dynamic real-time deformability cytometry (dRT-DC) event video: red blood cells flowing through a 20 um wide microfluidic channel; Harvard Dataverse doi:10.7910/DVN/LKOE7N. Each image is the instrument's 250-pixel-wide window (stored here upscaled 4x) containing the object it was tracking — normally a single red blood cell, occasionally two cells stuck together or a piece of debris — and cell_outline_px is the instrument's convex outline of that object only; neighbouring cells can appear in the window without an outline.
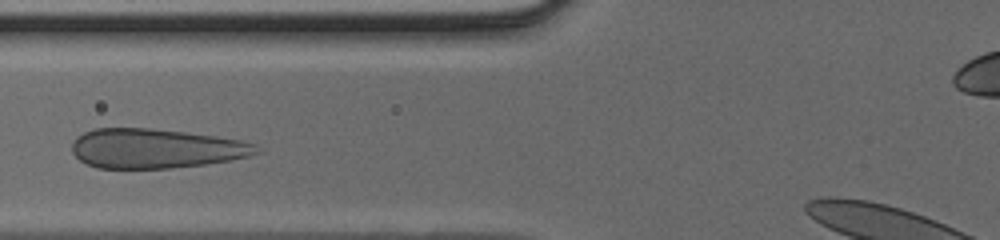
{"species": "human", "species_latin": "Homo sapiens", "temperature_condition": "cold", "stored_images_in_passage": 31, "camera_frame_rate_fps": 3000, "um_per_image_px": 0.085, "donor": {"sex": "male"}, "frame": {"image": 1, "passage_image": 9, "time_ms": 2.667, "image_size_px": [1000, 240], "cell_outline_px": [[264, 152], [248, 156], [228, 160], [204, 164], [172, 168], [96, 168], [80, 160], [72, 152], [72, 144], [76, 136], [92, 128], [148, 128], [184, 132], [216, 136], [240, 140], [256, 144]], "centroid_in_image_um": [13.23, 12.62], "position_along_channel_um": 112.6, "area_um2": 42.54}}
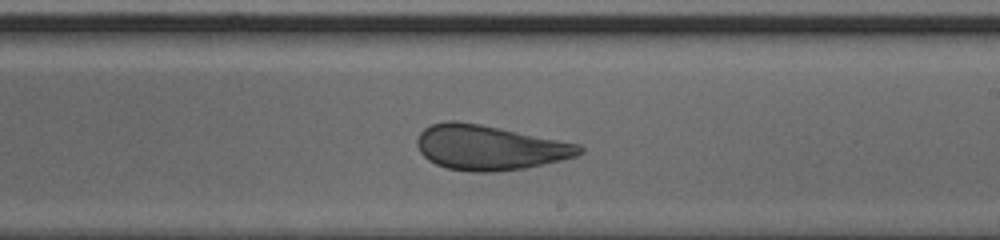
{"frame": {"image": 2, "passage_image": 18, "time_ms": 5.667, "image_size_px": [1000, 240], "cell_outline_px": [[584, 152], [576, 156], [560, 160], [524, 168], [492, 172], [472, 172], [448, 168], [436, 164], [428, 160], [420, 152], [416, 144], [416, 140], [420, 132], [424, 128], [432, 124], [444, 120], [456, 120], [480, 124], [580, 144], [584, 148]], "centroid_in_image_um": [41.58, 12.53], "position_along_channel_um": 247.4, "area_um2": 42.37}}
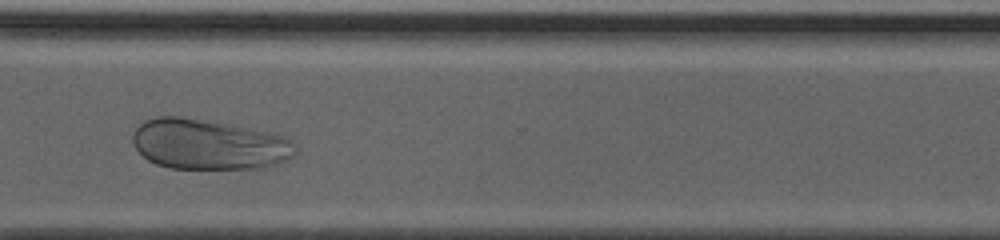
{"frame": {"image": 3, "passage_image": 25, "time_ms": 8.0, "image_size_px": [1000, 240], "cell_outline_px": [[296, 152], [292, 156], [276, 164], [260, 168], [172, 168], [156, 164], [148, 160], [136, 148], [132, 140], [132, 136], [136, 128], [144, 120], [156, 116], [176, 116], [272, 132], [284, 136], [292, 140], [296, 148]], "centroid_in_image_um": [17.73, 12.27], "position_along_channel_um": 352.9, "area_um2": 47.28}}